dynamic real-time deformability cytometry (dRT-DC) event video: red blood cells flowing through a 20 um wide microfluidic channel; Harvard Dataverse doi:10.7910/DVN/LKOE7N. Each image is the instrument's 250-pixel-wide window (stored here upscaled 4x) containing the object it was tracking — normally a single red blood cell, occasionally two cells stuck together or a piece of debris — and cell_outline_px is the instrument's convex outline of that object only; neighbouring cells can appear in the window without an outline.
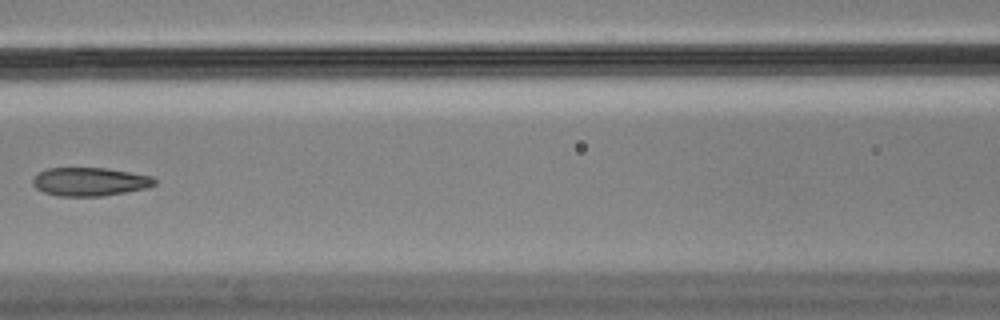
{"species": "Egyptian fruit bat (a non-hibernating species)", "species_latin": "Rousettus aegyptiacus", "temperature_condition": "cold", "stored_images_in_passage": 9, "camera_frame_rate_fps": 3000, "um_per_image_px": 0.085, "animal": {"sex": "male"}, "frame": {"image": 1, "passage_image": 8, "time_ms": 2.333, "image_size_px": [1000, 320], "cell_outline_px": [[156, 184], [148, 188], [100, 196], [56, 196], [44, 192], [36, 188], [32, 184], [32, 180], [40, 172], [48, 168], [108, 168], [152, 176], [156, 180]], "centroid_in_image_um": [7.65, 15.44], "position_along_channel_um": 159.0, "area_um2": 20.17}}
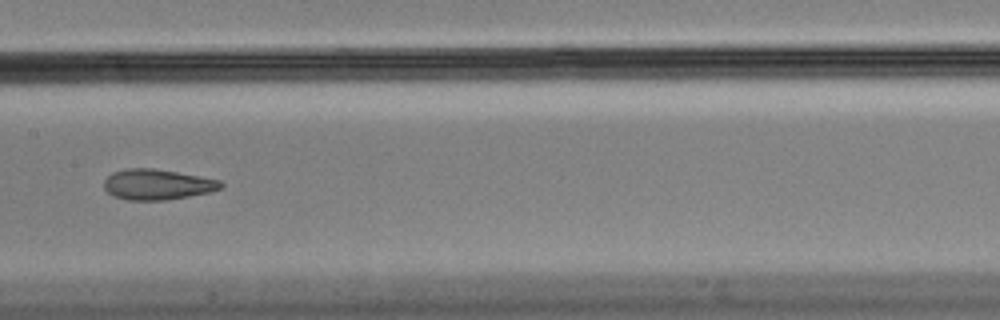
{"frame": {"image": 2, "passage_image": 9, "time_ms": 2.667, "image_size_px": [1000, 320], "cell_outline_px": [[224, 184], [220, 188], [212, 192], [164, 200], [128, 200], [112, 196], [104, 188], [104, 180], [112, 172], [124, 168], [152, 168], [176, 172], [220, 180]], "centroid_in_image_um": [13.34, 15.68], "position_along_channel_um": 194.1, "area_um2": 20.75}}